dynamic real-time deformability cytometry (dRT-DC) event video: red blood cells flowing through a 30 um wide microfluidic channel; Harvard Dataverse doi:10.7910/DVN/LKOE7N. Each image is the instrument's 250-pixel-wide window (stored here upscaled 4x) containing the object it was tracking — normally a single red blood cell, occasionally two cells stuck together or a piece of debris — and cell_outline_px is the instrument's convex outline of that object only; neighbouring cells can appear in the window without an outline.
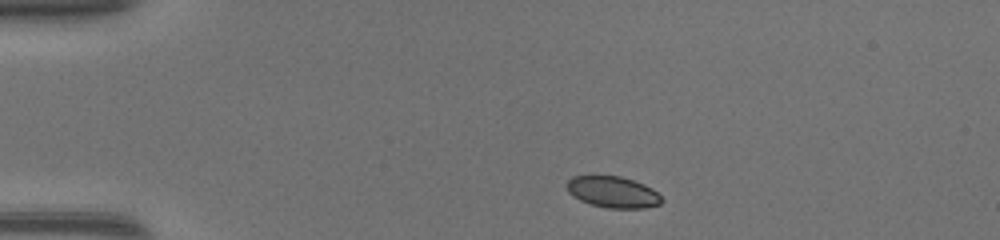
{"species": "common noctule bat (a hibernating species)", "species_latin": "Nyctalus noctula", "temperature_condition": "warm", "stored_images_in_passage": 39, "camera_frame_rate_fps": 3000, "um_per_image_px": 0.085, "animal": {"sex": "female", "body_mass_g": 17.0, "forearm_length_mm": 48.0}, "frame": {"image": 1, "passage_image": 1, "time_ms": 0.0, "image_size_px": [1000, 240], "cell_outline_px": [[664, 200], [660, 204], [644, 208], [608, 208], [592, 204], [580, 200], [572, 196], [568, 192], [564, 184], [572, 176], [620, 176], [644, 184], [652, 188]], "centroid_in_image_um": [52.07, 16.32], "position_along_channel_um": 32.9, "area_um2": 17.34}}
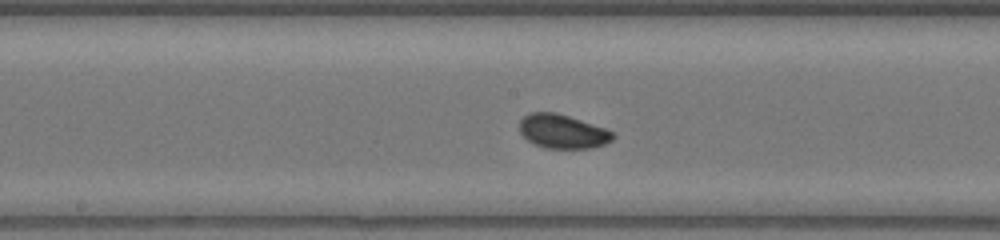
{"frame": {"image": 2, "passage_image": 17, "time_ms": 5.333, "image_size_px": [1000, 240], "cell_outline_px": [[616, 136], [612, 140], [604, 144], [592, 148], [544, 148], [532, 144], [520, 132], [520, 120], [528, 112], [556, 112], [604, 128], [612, 132]], "centroid_in_image_um": [47.79, 11.17], "position_along_channel_um": 200.4, "area_um2": 18.44}}
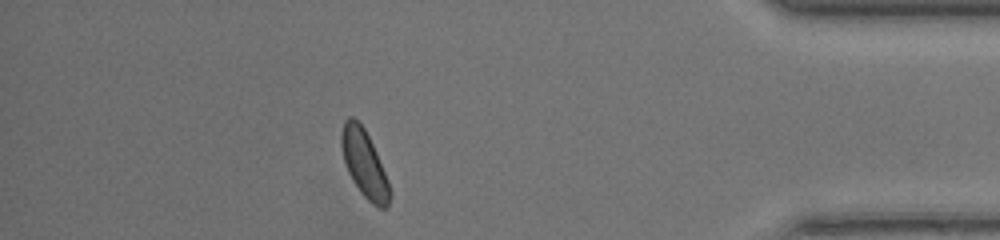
{"frame": {"image": 3, "passage_image": 34, "time_ms": 11.0, "image_size_px": [1000, 240], "cell_outline_px": [[392, 196], [388, 204], [384, 208], [380, 208], [372, 204], [360, 192], [352, 180], [348, 172], [344, 160], [340, 144], [340, 136], [344, 120], [348, 116], [352, 116], [364, 128], [376, 152], [388, 180], [392, 192]], "centroid_in_image_um": [30.96, 13.92], "position_along_channel_um": 404.2, "area_um2": 18.9}, "authors_computed_cell_mechanics": {"area_um2": 18.207, "velocity_mm_per_s": 4.3089, "shape_relaxation_time_tau1_ms": 3.2572, "shape_relaxation_time_tau2_ms": null, "deformation_change_tau1": 0.0688, "deformation_change_tau2": null}}